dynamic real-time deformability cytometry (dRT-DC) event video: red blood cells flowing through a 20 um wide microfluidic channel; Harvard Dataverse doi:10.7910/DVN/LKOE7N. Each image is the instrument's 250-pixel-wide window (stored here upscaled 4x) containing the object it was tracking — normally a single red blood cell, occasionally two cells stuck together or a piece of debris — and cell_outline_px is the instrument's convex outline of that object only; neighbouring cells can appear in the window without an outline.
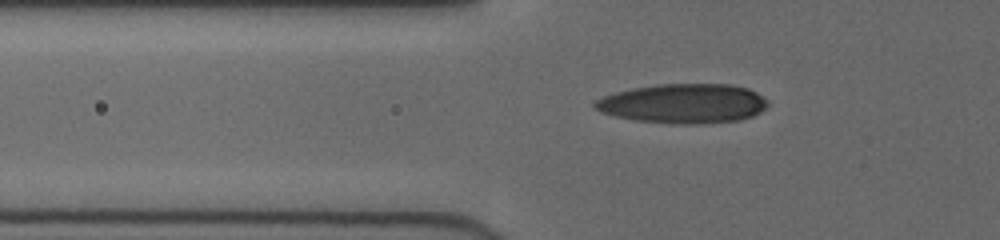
{"species": "human", "species_latin": "Homo sapiens", "temperature_condition": "cold", "stored_images_in_passage": 42, "camera_frame_rate_fps": 3000, "um_per_image_px": 0.085, "donor": {"sex": "female"}, "frame": {"image": 1, "passage_image": 9, "time_ms": 2.667, "image_size_px": [1000, 240], "cell_outline_px": [[768, 104], [760, 112], [752, 116], [740, 120], [704, 124], [672, 124], [632, 120], [600, 112], [592, 108], [592, 104], [596, 100], [604, 96], [616, 92], [632, 88], [660, 84], [728, 84], [748, 88], [756, 92], [768, 100]], "centroid_in_image_um": [58.07, 8.81], "position_along_channel_um": 67.7, "area_um2": 40.11}}
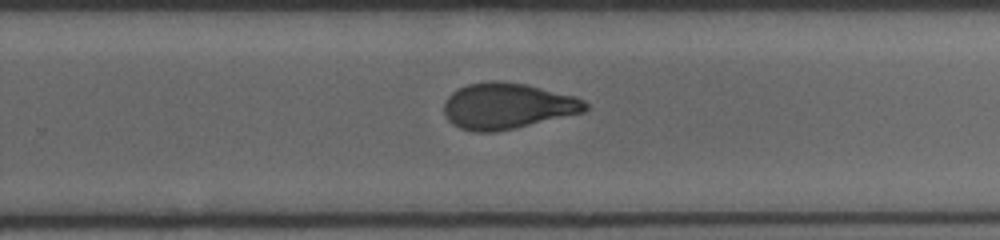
{"frame": {"image": 2, "passage_image": 26, "time_ms": 8.333, "image_size_px": [1000, 240], "cell_outline_px": [[588, 108], [584, 112], [512, 128], [492, 132], [472, 132], [460, 128], [452, 124], [448, 120], [444, 112], [444, 104], [448, 96], [452, 92], [468, 84], [488, 80], [500, 80], [524, 84], [576, 96], [584, 100], [588, 104]], "centroid_in_image_um": [43.1, 9.0], "position_along_channel_um": 286.7, "area_um2": 37.69}}
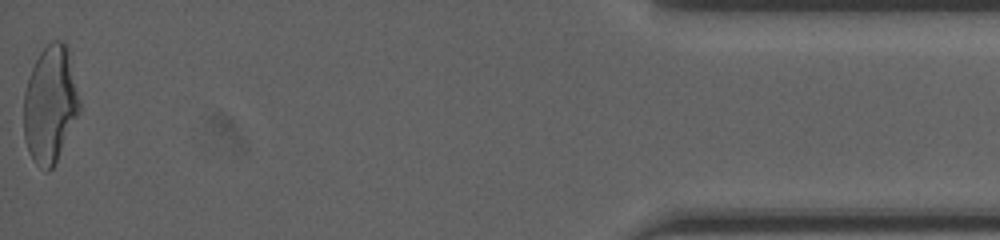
{"frame": {"image": 3, "passage_image": 42, "time_ms": 13.667, "image_size_px": [1000, 240], "cell_outline_px": [[80, 108], [56, 160], [52, 168], [48, 172], [44, 172], [32, 160], [28, 152], [24, 136], [24, 92], [32, 68], [40, 52], [52, 40], [64, 40], [68, 48], [80, 100]], "centroid_in_image_um": [4.25, 8.86], "position_along_channel_um": 431.0, "area_um2": 37.69}, "authors_computed_cell_mechanics": {"area_um2": 37.5122, "velocity_mm_per_s": 4.018, "shape_relaxation_time_tau1_ms": 9.7899, "shape_relaxation_time_tau2_ms": 1.5113, "deformation_change_tau1": 0.2586, "deformation_change_tau2": 0.0852}}